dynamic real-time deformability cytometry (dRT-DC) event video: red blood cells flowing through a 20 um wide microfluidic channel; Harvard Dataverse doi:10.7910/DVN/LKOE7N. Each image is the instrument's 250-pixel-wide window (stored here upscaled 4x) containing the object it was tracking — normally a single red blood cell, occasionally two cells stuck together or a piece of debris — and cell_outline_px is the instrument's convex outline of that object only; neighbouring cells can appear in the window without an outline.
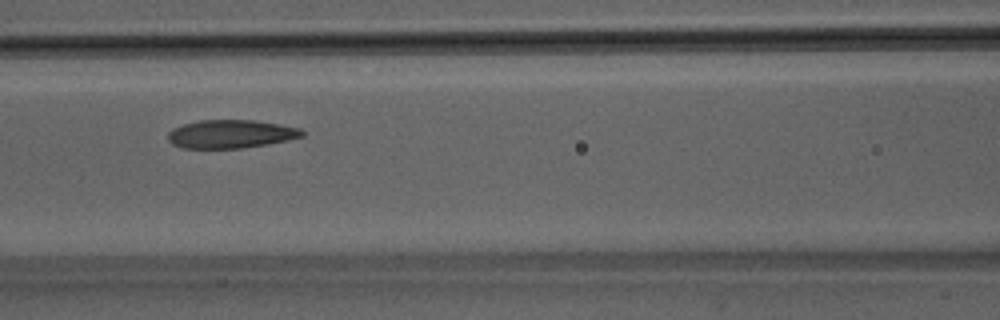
{"species": "Egyptian fruit bat (a non-hibernating species)", "species_latin": "Rousettus aegyptiacus", "temperature_condition": "room temperature", "stored_images_in_passage": 45, "camera_frame_rate_fps": 3000, "um_per_image_px": 0.085, "animal": {"sex": "male"}, "frame": {"image": 1, "passage_image": 17, "time_ms": 5.333, "image_size_px": [1000, 320], "cell_outline_px": [[304, 136], [288, 140], [268, 144], [240, 148], [180, 148], [172, 144], [168, 140], [168, 132], [172, 128], [184, 124], [200, 120], [256, 120], [280, 124], [300, 128], [304, 132]], "centroid_in_image_um": [19.61, 11.39], "position_along_channel_um": 147.0, "area_um2": 22.25}}
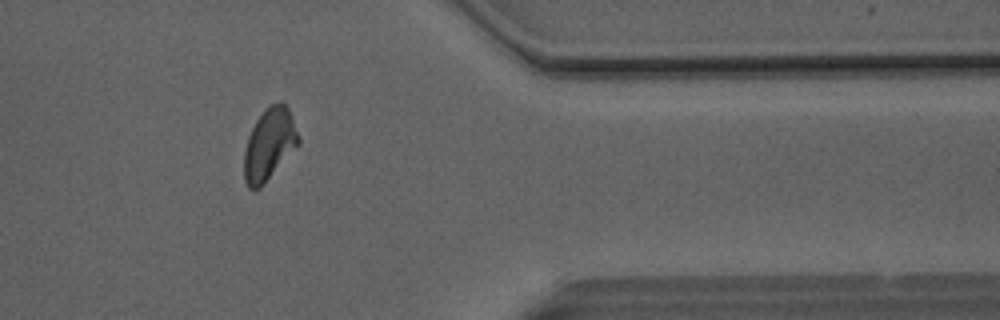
{"frame": {"image": 2, "passage_image": 36, "time_ms": 11.667, "image_size_px": [1000, 320], "cell_outline_px": [[300, 144], [260, 188], [248, 188], [244, 180], [244, 152], [248, 136], [256, 120], [264, 108], [268, 104], [280, 100], [284, 100], [292, 116], [300, 136]], "centroid_in_image_um": [22.91, 12.21], "position_along_channel_um": 388.5, "area_um2": 23.12}}
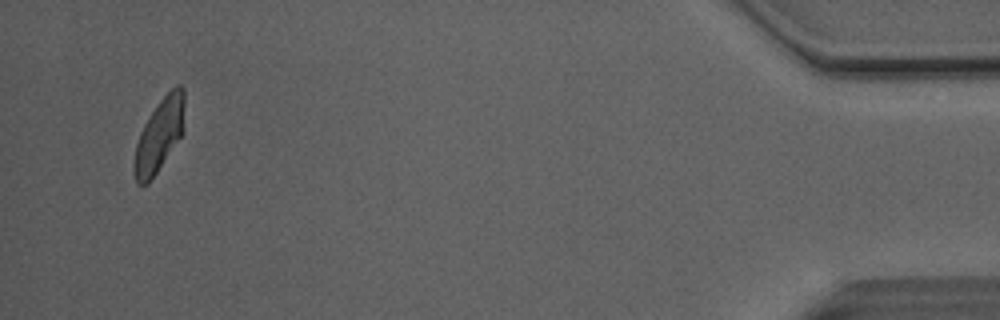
{"frame": {"image": 3, "passage_image": 43, "time_ms": 14.0, "image_size_px": [1000, 320], "cell_outline_px": [[184, 132], [148, 184], [136, 184], [132, 172], [132, 168], [136, 144], [140, 132], [144, 124], [160, 100], [176, 84], [180, 84], [184, 88]], "centroid_in_image_um": [13.53, 11.5], "position_along_channel_um": 421.7, "area_um2": 21.5}, "authors_computed_cell_mechanics": {"area_um2": 22.7732, "velocity_mm_per_s": 4.0934, "shape_relaxation_time_tau1_ms": 5.9159, "shape_relaxation_time_tau2_ms": 2.1202, "deformation_change_tau1": 0.166, "deformation_change_tau2": 0.0995}}